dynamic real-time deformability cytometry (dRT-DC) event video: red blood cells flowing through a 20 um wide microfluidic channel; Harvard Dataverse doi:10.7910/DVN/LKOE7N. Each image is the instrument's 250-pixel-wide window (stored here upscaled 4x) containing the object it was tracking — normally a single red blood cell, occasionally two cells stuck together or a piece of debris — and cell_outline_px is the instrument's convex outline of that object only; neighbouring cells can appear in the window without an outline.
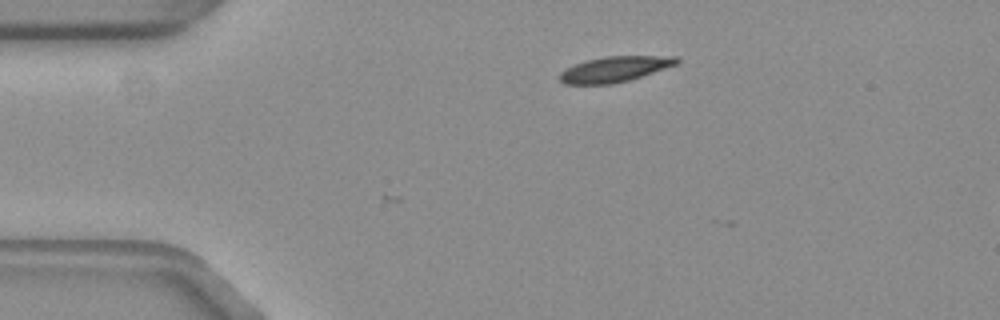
{"species": "common noctule bat (a hibernating species)", "species_latin": "Nyctalus noctula", "temperature_condition": "warm", "stored_images_in_passage": 2, "camera_frame_rate_fps": 3000, "um_per_image_px": 0.085, "animal": {"sex": "female", "body_mass_g": 19.3, "forearm_length_mm": 54.1}, "frame": {"image": 1, "passage_image": 2, "time_ms": 0.333, "image_size_px": [1000, 320], "cell_outline_px": [[680, 60], [676, 64], [628, 80], [612, 84], [564, 84], [560, 80], [560, 72], [576, 64], [588, 60], [604, 56], [676, 56]], "centroid_in_image_um": [52.23, 5.87], "position_along_channel_um": 32.8, "area_um2": 16.99}}